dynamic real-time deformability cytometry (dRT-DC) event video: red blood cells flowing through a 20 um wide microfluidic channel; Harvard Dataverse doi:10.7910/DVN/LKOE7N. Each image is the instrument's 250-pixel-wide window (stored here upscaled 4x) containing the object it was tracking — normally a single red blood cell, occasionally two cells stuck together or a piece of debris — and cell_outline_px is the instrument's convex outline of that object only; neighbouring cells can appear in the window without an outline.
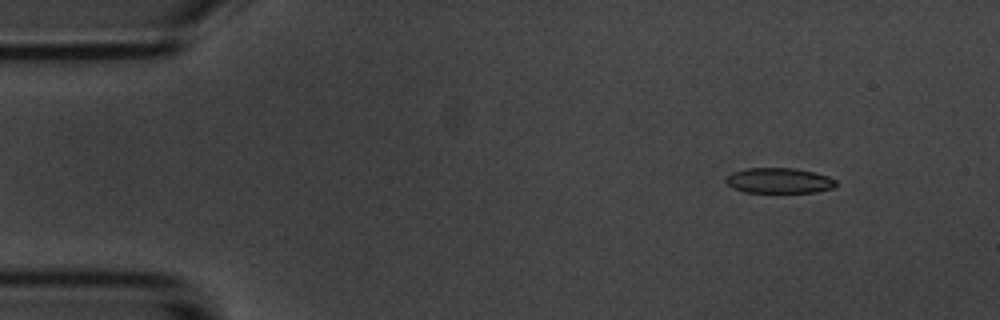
{"species": "common noctule bat (a hibernating species)", "species_latin": "Nyctalus noctula", "temperature_condition": "room temperature", "stored_images_in_passage": 7, "camera_frame_rate_fps": 3000, "um_per_image_px": 0.085, "animal": {"sex": "male", "body_mass_g": 20.1, "forearm_length_mm": 53.5}, "frame": {"image": 1, "passage_image": 2, "time_ms": 1.0, "image_size_px": [1000, 320], "cell_outline_px": [[836, 188], [816, 192], [744, 192], [732, 188], [724, 180], [732, 172], [748, 168], [796, 168], [816, 172], [828, 176], [836, 180]], "centroid_in_image_um": [66.25, 15.35], "position_along_channel_um": 18.7, "area_um2": 16.42}}
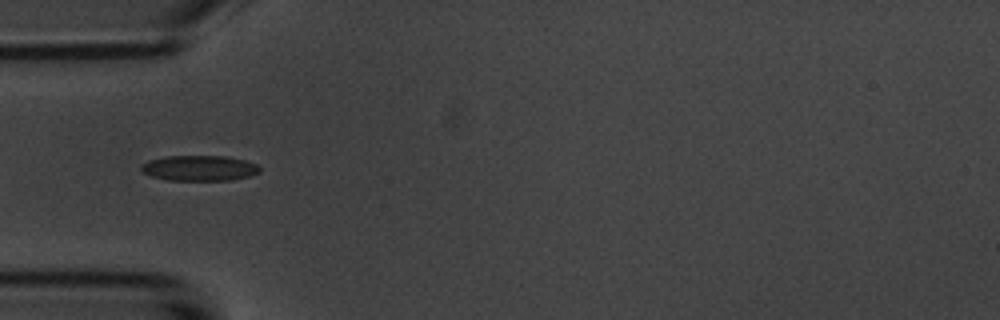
{"frame": {"image": 2, "passage_image": 5, "time_ms": 4.667, "image_size_px": [1000, 320], "cell_outline_px": [[260, 172], [248, 176], [232, 180], [168, 180], [152, 176], [144, 172], [140, 168], [140, 164], [148, 160], [164, 156], [224, 156], [244, 160], [256, 164], [260, 168]], "centroid_in_image_um": [16.92, 14.28], "position_along_channel_um": 68.1, "area_um2": 17.51}}
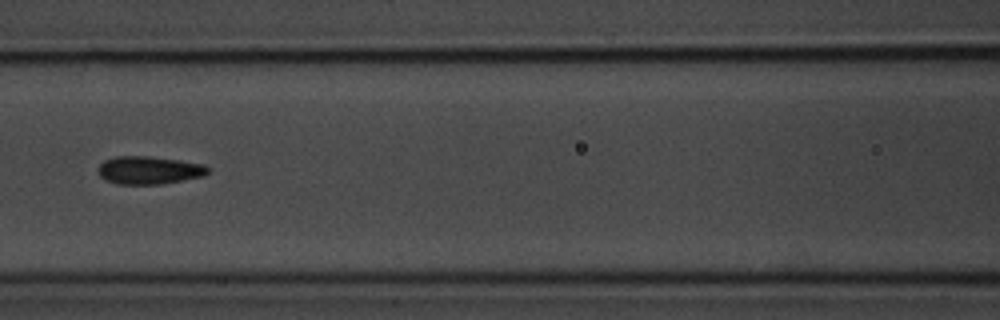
{"frame": {"image": 3, "passage_image": 7, "time_ms": 7.0, "image_size_px": [1000, 320], "cell_outline_px": [[208, 172], [204, 176], [160, 184], [116, 184], [104, 180], [100, 176], [96, 168], [104, 160], [116, 156], [148, 156], [180, 160], [204, 164], [208, 168]], "centroid_in_image_um": [12.62, 14.46], "position_along_channel_um": 154.0, "area_um2": 17.98}}